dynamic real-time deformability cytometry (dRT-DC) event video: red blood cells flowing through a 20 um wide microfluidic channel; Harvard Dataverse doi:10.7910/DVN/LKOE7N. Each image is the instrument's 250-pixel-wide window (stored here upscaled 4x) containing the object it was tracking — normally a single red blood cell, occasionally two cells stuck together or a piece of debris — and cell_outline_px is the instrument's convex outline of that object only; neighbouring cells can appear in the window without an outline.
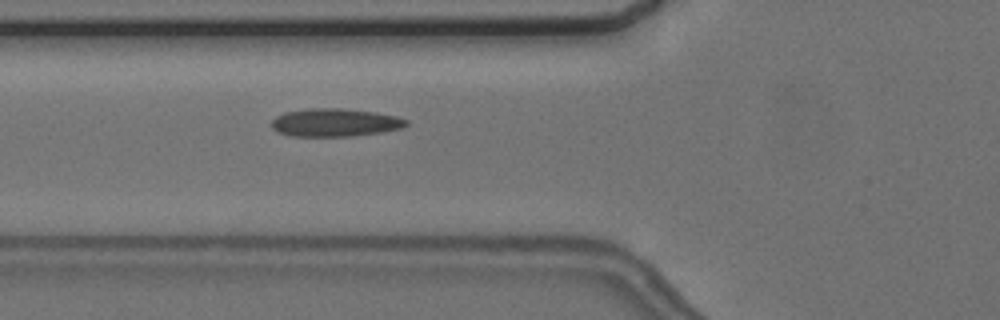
{"species": "common noctule bat (a hibernating species)", "species_latin": "Nyctalus noctula", "temperature_condition": "cold", "stored_images_in_passage": 5, "segment_of_instrument_passage": [2, 2], "camera_frame_rate_fps": 3000, "um_per_image_px": 0.085, "animal": {"sex": "female", "body_mass_g": 24.6, "forearm_length_mm": 56.2}, "frame": {"image": 1, "passage_image": 5, "time_ms": 5.333, "image_size_px": [1000, 320], "cell_outline_px": [[408, 124], [404, 128], [384, 132], [352, 136], [288, 136], [276, 132], [272, 128], [272, 120], [276, 116], [284, 112], [308, 108], [340, 108], [376, 112], [396, 116], [408, 120]], "centroid_in_image_um": [28.48, 10.42], "position_along_channel_um": 97.3, "area_um2": 22.31}}